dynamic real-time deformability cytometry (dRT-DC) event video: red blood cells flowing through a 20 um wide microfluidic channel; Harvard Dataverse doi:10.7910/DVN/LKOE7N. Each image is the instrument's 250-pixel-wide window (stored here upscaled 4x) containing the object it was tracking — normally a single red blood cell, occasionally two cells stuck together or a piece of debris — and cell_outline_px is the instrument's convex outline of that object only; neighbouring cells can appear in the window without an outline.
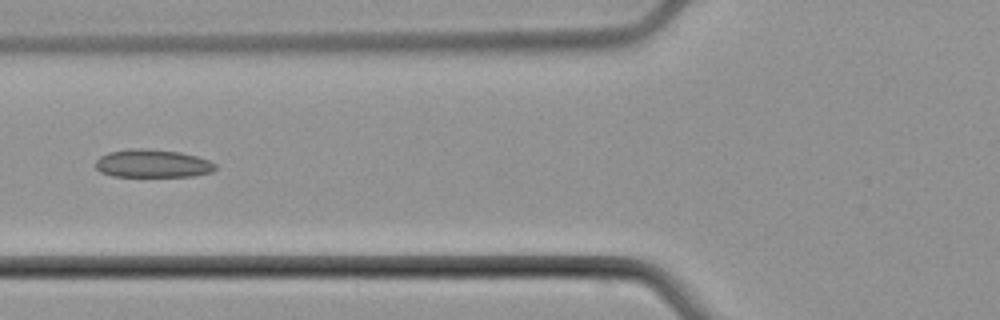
{"species": "common noctule bat (a hibernating species)", "species_latin": "Nyctalus noctula", "temperature_condition": "cold", "stored_images_in_passage": 6, "camera_frame_rate_fps": 3000, "um_per_image_px": 0.085, "animal": {"sex": "male", "body_mass_g": 21.5, "forearm_length_mm": 52.0}, "frame": {"image": 1, "passage_image": 6, "time_ms": 7.0, "image_size_px": [1000, 320], "cell_outline_px": [[216, 168], [212, 172], [192, 176], [112, 176], [100, 172], [96, 168], [96, 160], [100, 156], [108, 152], [128, 148], [148, 148], [180, 152], [196, 156], [208, 160], [216, 164]], "centroid_in_image_um": [12.95, 13.89], "position_along_channel_um": 112.9, "area_um2": 19.71}}